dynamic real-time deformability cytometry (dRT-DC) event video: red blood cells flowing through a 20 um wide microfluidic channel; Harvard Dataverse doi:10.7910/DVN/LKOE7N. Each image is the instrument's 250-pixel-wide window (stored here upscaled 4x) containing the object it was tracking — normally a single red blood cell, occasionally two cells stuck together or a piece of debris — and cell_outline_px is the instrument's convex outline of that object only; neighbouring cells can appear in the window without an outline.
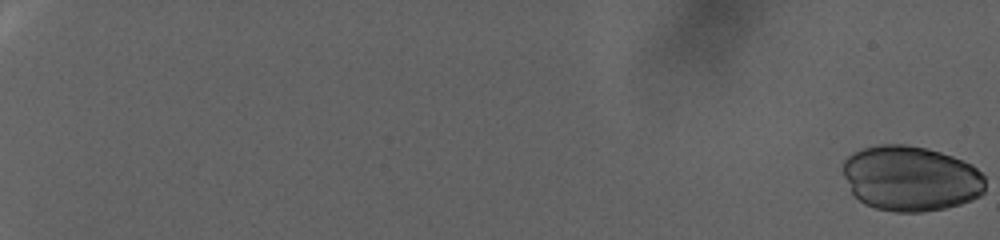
{"species": "human", "species_latin": "Homo sapiens", "temperature_condition": "warm", "stored_images_in_passage": 94, "camera_frame_rate_fps": 3000, "um_per_image_px": 0.085, "donor": {"sex": "female"}, "frame": {"image": 1, "passage_image": 1, "time_ms": 0.0, "image_size_px": [1000, 240], "cell_outline_px": [[984, 192], [980, 196], [972, 200], [960, 204], [944, 208], [924, 212], [896, 212], [876, 208], [864, 204], [852, 192], [844, 176], [844, 160], [852, 152], [876, 144], [904, 144], [924, 148], [940, 152], [952, 156], [972, 164], [984, 176]], "centroid_in_image_um": [77.42, 15.17], "position_along_channel_um": 7.6, "area_um2": 54.16}}
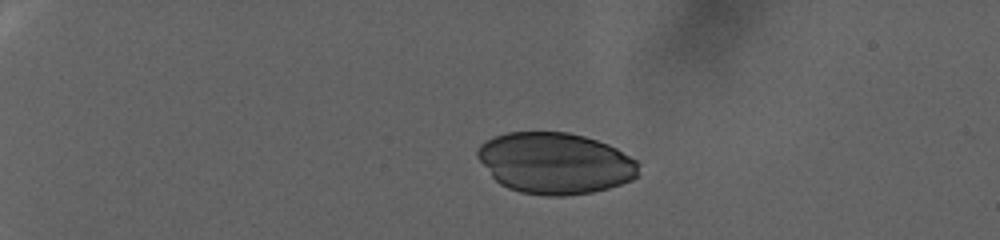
{"frame": {"image": 2, "passage_image": 27, "time_ms": 8.667, "image_size_px": [1000, 240], "cell_outline_px": [[640, 164], [636, 176], [632, 180], [608, 188], [592, 192], [564, 196], [544, 196], [520, 192], [508, 188], [500, 184], [492, 176], [476, 156], [476, 152], [480, 144], [496, 136], [508, 132], [568, 132], [584, 136], [608, 144], [616, 148], [636, 160]], "centroid_in_image_um": [47.18, 13.87], "position_along_channel_um": 37.8, "area_um2": 57.51}}